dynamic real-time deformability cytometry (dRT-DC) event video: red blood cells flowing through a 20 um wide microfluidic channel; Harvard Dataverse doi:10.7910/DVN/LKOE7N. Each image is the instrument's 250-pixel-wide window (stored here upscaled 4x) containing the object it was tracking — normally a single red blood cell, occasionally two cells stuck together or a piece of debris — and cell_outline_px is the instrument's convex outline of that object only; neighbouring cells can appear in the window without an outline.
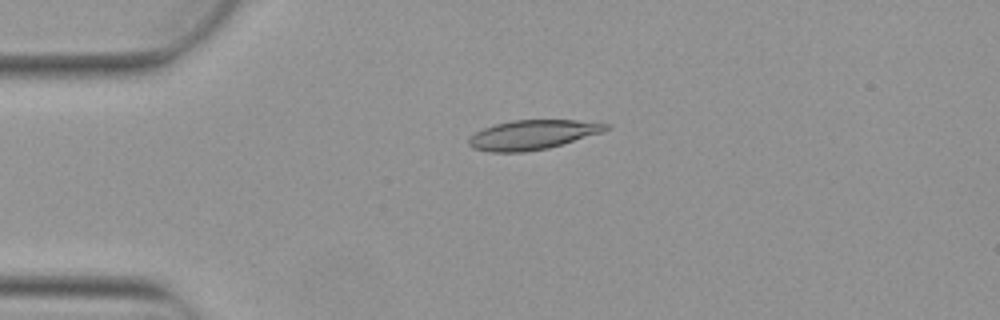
{"species": "Egyptian fruit bat (a non-hibernating species)", "species_latin": "Rousettus aegyptiacus", "temperature_condition": "warm", "stored_images_in_passage": 4, "camera_frame_rate_fps": 3000, "um_per_image_px": 0.085, "animal": {"sex": "female"}, "frame": {"image": 1, "passage_image": 4, "time_ms": 1.0, "image_size_px": [1000, 320], "cell_outline_px": [[612, 128], [604, 132], [548, 148], [524, 152], [492, 152], [472, 148], [468, 144], [468, 140], [476, 132], [484, 128], [496, 124], [512, 120], [576, 120], [612, 124]], "centroid_in_image_um": [45.32, 11.45], "position_along_channel_um": 39.7, "area_um2": 23.58}}